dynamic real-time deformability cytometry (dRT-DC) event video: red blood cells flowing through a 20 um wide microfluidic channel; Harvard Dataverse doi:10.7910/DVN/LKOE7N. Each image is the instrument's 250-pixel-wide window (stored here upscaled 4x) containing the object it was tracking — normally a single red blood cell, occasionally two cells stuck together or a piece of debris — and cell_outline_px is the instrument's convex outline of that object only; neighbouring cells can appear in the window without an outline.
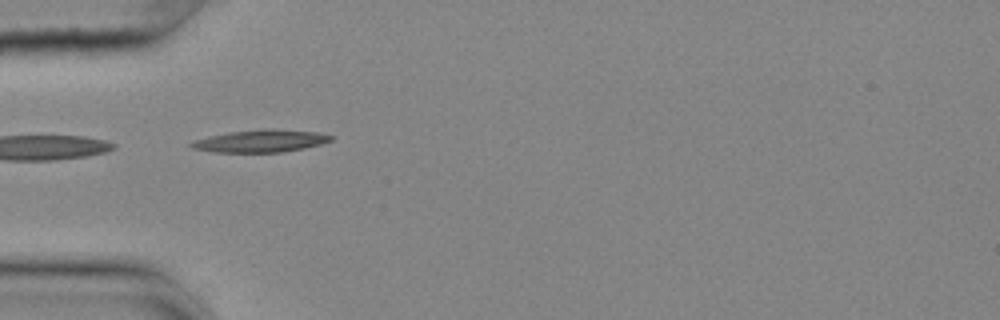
{"species": "common noctule bat (a hibernating species)", "species_latin": "Nyctalus noctula", "temperature_condition": "cold", "stored_images_in_passage": 39, "camera_frame_rate_fps": 3000, "um_per_image_px": 0.085, "animal": {"sex": "female", "body_mass_g": 25.1}, "frame": {"image": 1, "passage_image": 1, "time_ms": 0.0, "image_size_px": [1000, 320], "cell_outline_px": [[332, 140], [320, 144], [304, 148], [284, 152], [216, 152], [192, 148], [188, 144], [196, 140], [212, 136], [232, 132], [264, 128], [272, 128], [316, 132], [332, 136]], "centroid_in_image_um": [22.19, 11.98], "position_along_channel_um": 62.8, "area_um2": 17.98}}
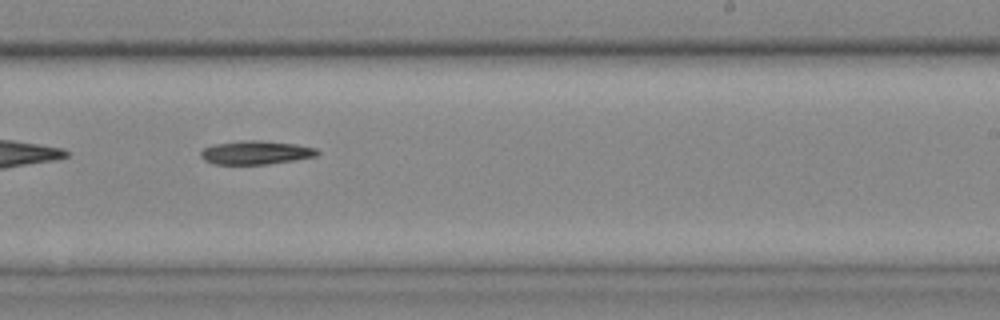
{"frame": {"image": 2, "passage_image": 18, "time_ms": 5.667, "image_size_px": [1000, 320], "cell_outline_px": [[320, 152], [316, 156], [268, 164], [212, 164], [204, 160], [200, 156], [200, 152], [204, 148], [212, 144], [240, 140], [264, 140], [296, 144], [316, 148]], "centroid_in_image_um": [21.71, 12.95], "position_along_channel_um": 267.3, "area_um2": 16.18}}
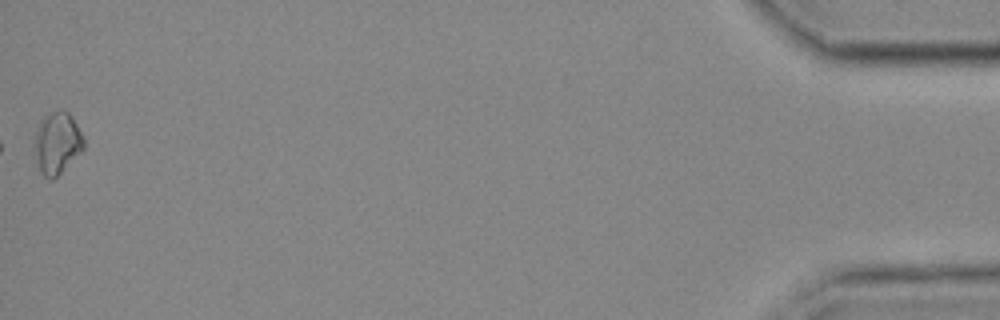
{"frame": {"image": 3, "passage_image": 39, "time_ms": 12.667, "image_size_px": [1000, 320], "cell_outline_px": [[84, 148], [52, 180], [48, 180], [40, 172], [32, 144], [36, 128], [40, 120], [44, 116], [60, 108], [64, 108], [72, 116], [84, 140]], "centroid_in_image_um": [4.81, 12.12], "position_along_channel_um": 430.4, "area_um2": 17.86}, "authors_computed_cell_mechanics": {"area_um2": 15.606, "velocity_mm_per_s": 3.6493, "shape_relaxation_time_tau1_ms": 6.5742, "shape_relaxation_time_tau2_ms": null, "deformation_change_tau1": 0.1188, "deformation_change_tau2": null}}